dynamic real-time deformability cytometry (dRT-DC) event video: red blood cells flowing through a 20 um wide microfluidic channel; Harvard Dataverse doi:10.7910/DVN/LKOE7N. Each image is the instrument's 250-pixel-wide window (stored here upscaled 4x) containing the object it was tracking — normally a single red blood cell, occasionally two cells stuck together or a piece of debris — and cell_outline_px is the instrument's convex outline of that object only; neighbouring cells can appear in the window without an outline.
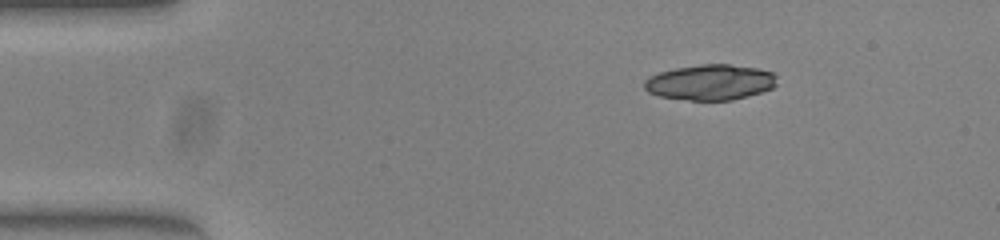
{"species": "common noctule bat (a hibernating species)", "species_latin": "Nyctalus noctula", "temperature_condition": "warm", "stored_images_in_passage": 44, "camera_frame_rate_fps": 3000, "um_per_image_px": 0.085, "animal": {"sex": "female", "body_mass_g": 23.0, "forearm_length_mm": 53.4}, "frame": {"image": 1, "passage_image": 1, "time_ms": 0.0, "image_size_px": [1000, 240], "cell_outline_px": [[776, 84], [772, 88], [748, 96], [732, 100], [688, 100], [660, 96], [648, 92], [644, 88], [644, 80], [648, 76], [660, 72], [676, 68], [700, 64], [728, 64], [756, 68], [772, 72], [776, 76]], "centroid_in_image_um": [60.35, 6.99], "position_along_channel_um": 24.6, "area_um2": 27.4}}